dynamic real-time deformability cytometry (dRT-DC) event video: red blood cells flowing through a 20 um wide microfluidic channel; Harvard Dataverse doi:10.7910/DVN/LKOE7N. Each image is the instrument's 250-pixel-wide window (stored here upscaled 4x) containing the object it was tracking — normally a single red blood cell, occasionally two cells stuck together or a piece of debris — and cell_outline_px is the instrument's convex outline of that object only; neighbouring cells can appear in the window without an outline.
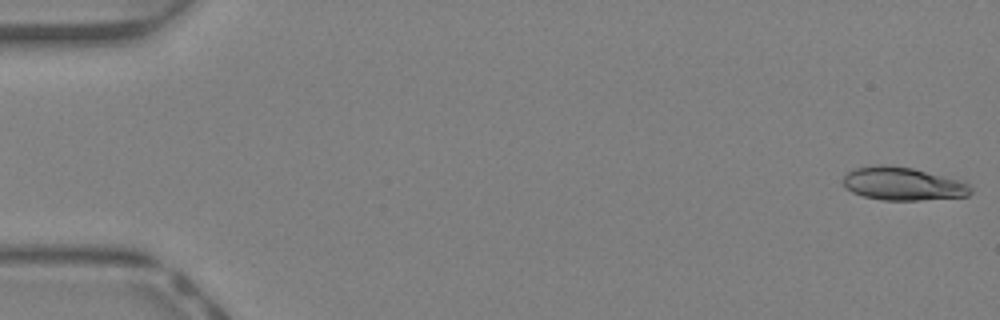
{"species": "Egyptian fruit bat (a non-hibernating species)", "species_latin": "Rousettus aegyptiacus", "temperature_condition": "warm", "stored_images_in_passage": 44, "camera_frame_rate_fps": 3000, "um_per_image_px": 0.085, "animal": {"sex": "female"}, "frame": {"image": 1, "passage_image": 1, "time_ms": 0.0, "image_size_px": [1000, 320], "cell_outline_px": [[972, 192], [968, 196], [920, 200], [884, 200], [864, 196], [852, 192], [844, 188], [844, 176], [852, 168], [876, 164], [892, 164], [912, 168], [960, 180], [968, 184], [972, 188]], "centroid_in_image_um": [76.72, 15.61], "position_along_channel_um": 8.3, "area_um2": 24.8}}
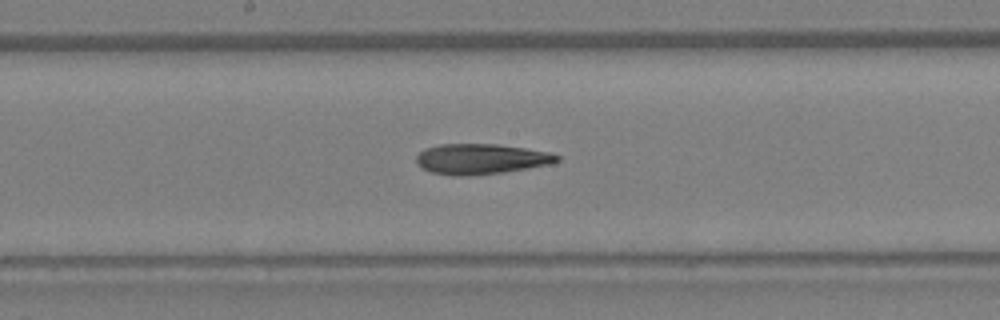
{"frame": {"image": 2, "passage_image": 24, "time_ms": 7.667, "image_size_px": [1000, 320], "cell_outline_px": [[560, 160], [552, 164], [504, 172], [468, 176], [452, 176], [432, 172], [420, 168], [416, 164], [416, 156], [424, 148], [440, 144], [496, 144], [524, 148], [548, 152], [560, 156]], "centroid_in_image_um": [40.85, 13.52], "position_along_channel_um": 207.4, "area_um2": 25.09}}
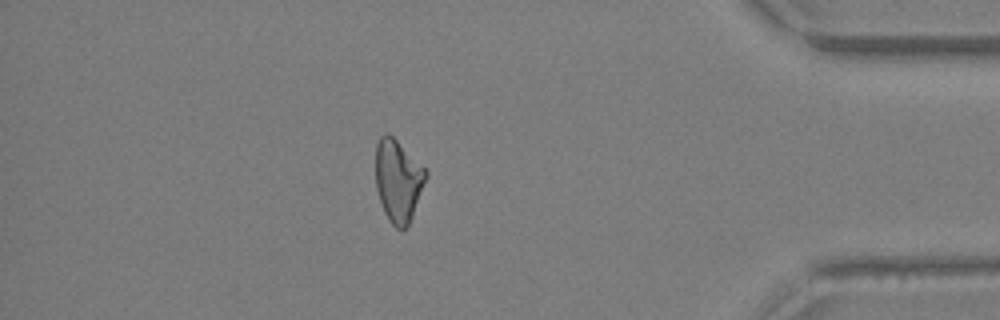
{"frame": {"image": 3, "passage_image": 39, "time_ms": 12.667, "image_size_px": [1000, 320], "cell_outline_px": [[428, 176], [412, 216], [408, 224], [400, 232], [388, 220], [384, 212], [376, 188], [376, 144], [380, 136], [384, 132], [388, 132], [428, 172]], "centroid_in_image_um": [33.83, 15.36], "position_along_channel_um": 401.4, "area_um2": 23.93}, "authors_computed_cell_mechanics": {"area_um2": 24.7673, "velocity_mm_per_s": 4.6365, "shape_relaxation_time_tau1_ms": null, "shape_relaxation_time_tau2_ms": 10.5267, "deformation_change_tau1": null, "deformation_change_tau2": 0.2992}}